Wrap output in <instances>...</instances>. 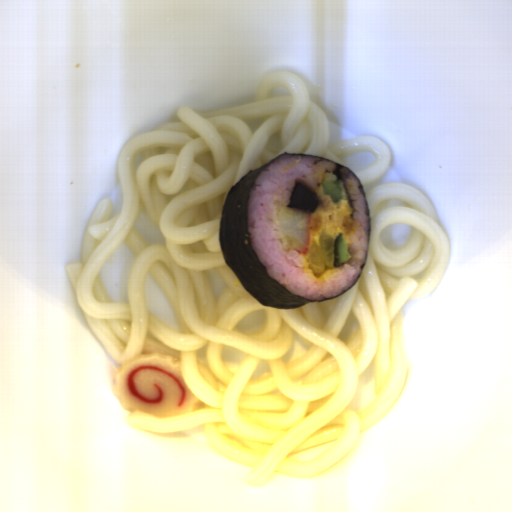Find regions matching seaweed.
I'll return each instance as SVG.
<instances>
[{
    "label": "seaweed",
    "mask_w": 512,
    "mask_h": 512,
    "mask_svg": "<svg viewBox=\"0 0 512 512\" xmlns=\"http://www.w3.org/2000/svg\"><path fill=\"white\" fill-rule=\"evenodd\" d=\"M287 155H307L335 164L333 174L336 176V181L343 183L350 207L352 209L353 205L351 197L342 173V170L346 169L357 180L359 189L365 200L368 224L367 250L369 248L371 231L369 204L357 174L346 166L333 160L316 155L284 152L268 160L255 170H251L249 173L239 179L234 185L230 187L225 197L219 221L220 248L228 268L244 286V288L263 306L278 309H293L315 301H331L353 288L365 267L364 263L360 268V274L347 290L335 298L327 300H306L293 294L287 288L269 276L265 266L258 259L253 248L248 225V198L250 190L258 174L273 162Z\"/></svg>",
    "instance_id": "1"
}]
</instances>
